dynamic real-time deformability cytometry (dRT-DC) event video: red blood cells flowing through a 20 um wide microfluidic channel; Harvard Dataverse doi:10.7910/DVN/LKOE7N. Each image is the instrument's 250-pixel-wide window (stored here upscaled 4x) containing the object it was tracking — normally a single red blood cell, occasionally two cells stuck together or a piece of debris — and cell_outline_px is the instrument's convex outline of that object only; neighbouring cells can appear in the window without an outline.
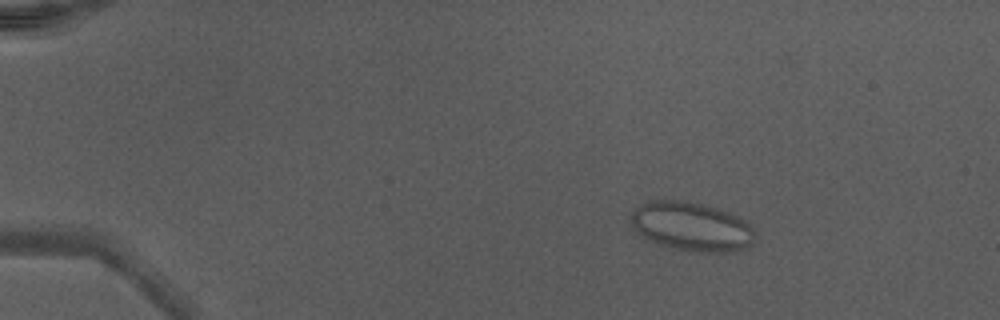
{"species": "Egyptian fruit bat (a non-hibernating species)", "species_latin": "Rousettus aegyptiacus", "temperature_condition": "warm", "stored_images_in_passage": 51, "camera_frame_rate_fps": 3000, "um_per_image_px": 0.085, "animal": {"sex": "male"}, "frame": {"image": 1, "passage_image": 9, "time_ms": 2.667, "image_size_px": [1000, 320], "cell_outline_px": [[756, 236], [752, 244], [744, 248], [732, 252], [692, 252], [672, 248], [648, 240], [628, 220], [632, 212], [636, 208], [652, 200], [680, 200], [704, 204], [720, 208], [744, 220], [752, 228]], "centroid_in_image_um": [58.81, 19.26], "position_along_channel_um": 26.2, "area_um2": 35.37}}
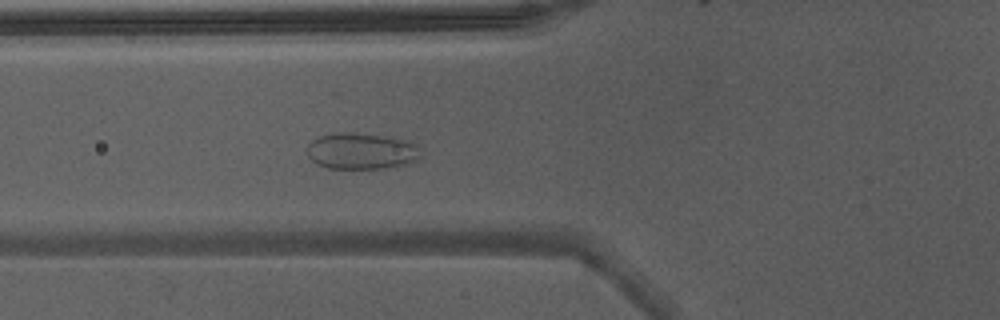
{"frame": {"image": 2, "passage_image": 21, "time_ms": 6.667, "image_size_px": [1000, 320], "cell_outline_px": [[420, 160], [408, 164], [384, 168], [328, 168], [316, 164], [308, 156], [308, 144], [316, 136], [340, 132], [348, 132], [392, 136], [416, 144], [420, 156]], "centroid_in_image_um": [30.72, 12.83], "position_along_channel_um": 95.1, "area_um2": 24.28}}
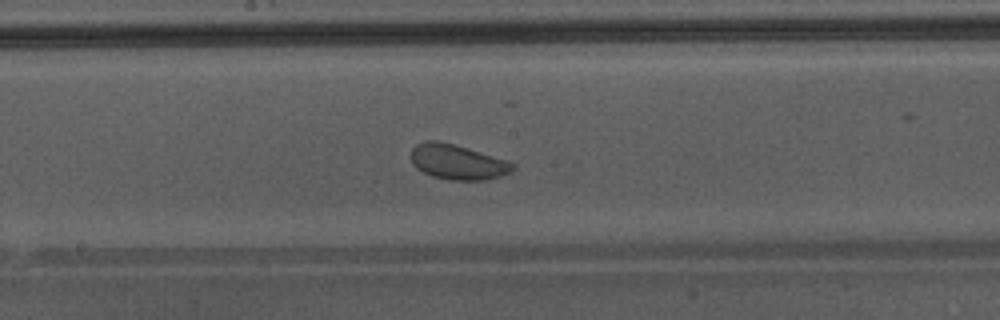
{"frame": {"image": 3, "passage_image": 29, "time_ms": 9.333, "image_size_px": [1000, 320], "cell_outline_px": [[516, 168], [512, 172], [500, 176], [484, 180], [448, 180], [432, 176], [416, 168], [412, 164], [412, 148], [416, 144], [424, 140], [436, 140], [456, 144], [516, 164]], "centroid_in_image_um": [38.88, 13.77], "position_along_channel_um": 209.3, "area_um2": 20.81}}